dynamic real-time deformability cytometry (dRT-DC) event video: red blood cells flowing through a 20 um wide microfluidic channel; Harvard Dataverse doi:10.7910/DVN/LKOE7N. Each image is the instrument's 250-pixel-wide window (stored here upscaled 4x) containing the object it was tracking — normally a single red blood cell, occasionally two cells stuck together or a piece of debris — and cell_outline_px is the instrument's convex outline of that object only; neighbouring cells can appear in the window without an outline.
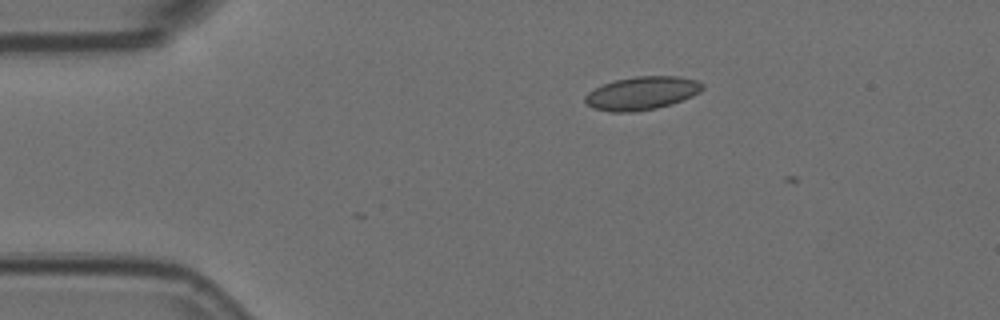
{"species": "Egyptian fruit bat (a non-hibernating species)", "species_latin": "Rousettus aegyptiacus", "temperature_condition": "room temperature", "stored_images_in_passage": 2, "camera_frame_rate_fps": 3000, "um_per_image_px": 0.085, "animal": {"sex": "female"}, "frame": {"image": 1, "passage_image": 1, "time_ms": 0.0, "image_size_px": [1000, 320], "cell_outline_px": [[704, 88], [700, 92], [692, 96], [672, 104], [656, 108], [636, 112], [608, 112], [592, 108], [584, 100], [584, 96], [588, 92], [604, 84], [616, 80], [636, 76], [680, 76], [700, 80], [704, 84]], "centroid_in_image_um": [54.59, 7.92], "position_along_channel_um": 30.4, "area_um2": 22.95}}